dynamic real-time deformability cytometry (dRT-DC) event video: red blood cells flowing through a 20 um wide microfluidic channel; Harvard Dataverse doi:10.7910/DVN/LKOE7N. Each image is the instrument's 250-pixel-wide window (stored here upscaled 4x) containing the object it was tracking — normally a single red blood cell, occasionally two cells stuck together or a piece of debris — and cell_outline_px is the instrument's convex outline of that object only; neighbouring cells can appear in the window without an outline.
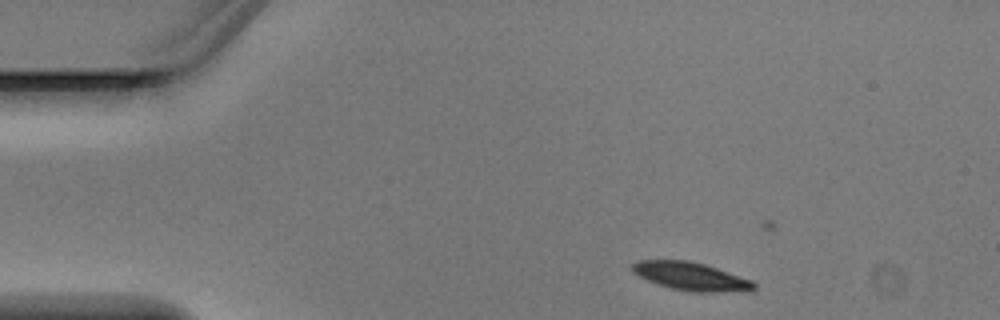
{"species": "Egyptian fruit bat (a non-hibernating species)", "species_latin": "Rousettus aegyptiacus", "temperature_condition": "warm", "stored_images_in_passage": 4, "camera_frame_rate_fps": 3000, "um_per_image_px": 0.085, "animal": {"sex": "male"}, "frame": {"image": 1, "passage_image": 1, "time_ms": 0.0, "image_size_px": [1000, 320], "cell_outline_px": [[756, 288], [752, 292], [688, 292], [656, 284], [632, 272], [632, 264], [636, 260], [688, 260], [704, 264], [752, 280], [756, 284]], "centroid_in_image_um": [58.77, 23.51], "position_along_channel_um": 26.2, "area_um2": 20.17}}
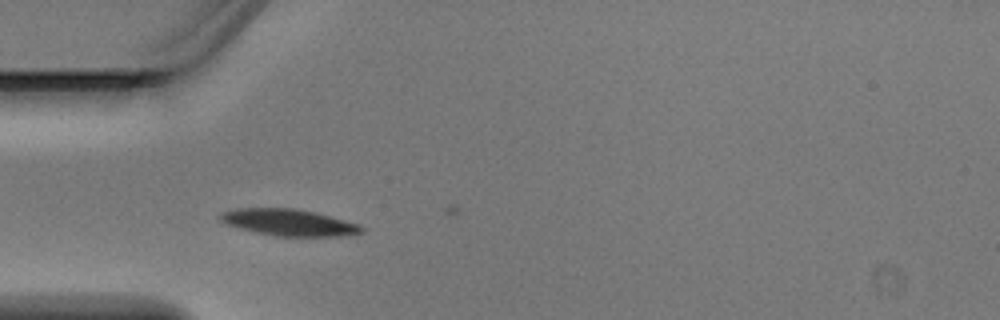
{"frame": {"image": 2, "passage_image": 3, "time_ms": 0.667, "image_size_px": [1000, 320], "cell_outline_px": [[364, 232], [340, 236], [276, 236], [256, 232], [240, 228], [228, 224], [220, 220], [216, 216], [220, 212], [236, 208], [292, 208], [312, 212], [360, 224], [364, 228]], "centroid_in_image_um": [24.51, 18.9], "position_along_channel_um": 60.5, "area_um2": 21.73}}